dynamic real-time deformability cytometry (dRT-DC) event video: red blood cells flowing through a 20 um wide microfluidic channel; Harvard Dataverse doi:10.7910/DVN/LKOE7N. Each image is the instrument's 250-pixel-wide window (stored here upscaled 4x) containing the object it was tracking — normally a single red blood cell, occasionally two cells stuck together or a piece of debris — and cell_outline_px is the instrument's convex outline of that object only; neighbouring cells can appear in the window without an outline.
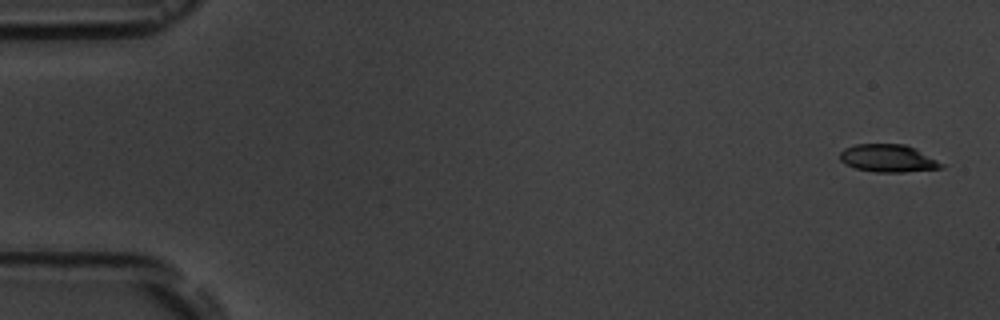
{"species": "common noctule bat (a hibernating species)", "species_latin": "Nyctalus noctula", "temperature_condition": "room temperature", "stored_images_in_passage": 17, "camera_frame_rate_fps": 3000, "um_per_image_px": 0.085, "animal": {"sex": "male", "body_mass_g": 19.5, "forearm_length_mm": 54.6}, "frame": {"image": 1, "passage_image": 1, "time_ms": 0.0, "image_size_px": [1000, 320], "cell_outline_px": [[948, 164], [944, 168], [904, 172], [876, 172], [856, 168], [844, 164], [840, 160], [840, 152], [844, 148], [856, 144], [904, 144], [916, 148]], "centroid_in_image_um": [75.56, 13.45], "position_along_channel_um": 9.4, "area_um2": 16.7}}
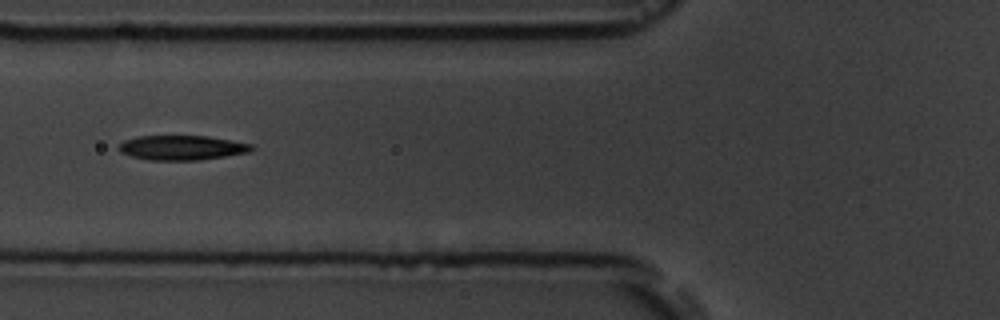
{"frame": {"image": 2, "passage_image": 7, "time_ms": 6.667, "image_size_px": [1000, 320], "cell_outline_px": [[252, 148], [248, 152], [224, 156], [196, 160], [148, 160], [132, 156], [120, 152], [116, 148], [124, 140], [136, 136], [208, 136], [252, 144]], "centroid_in_image_um": [15.39, 12.55], "position_along_channel_um": 110.4, "area_um2": 18.9}}
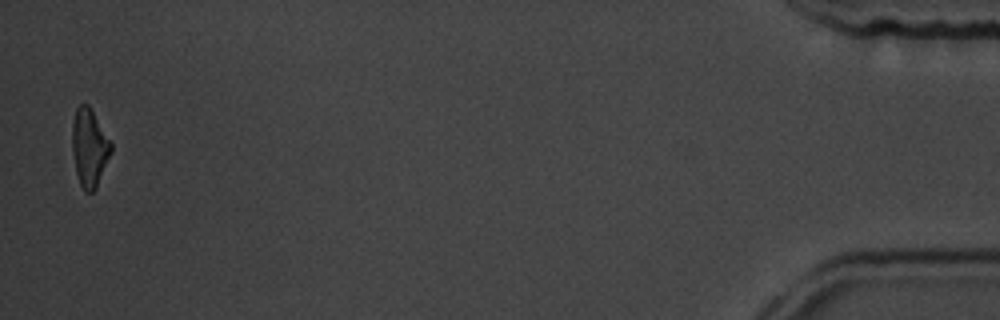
{"frame": {"image": 3, "passage_image": 17, "time_ms": 18.0, "image_size_px": [1000, 320], "cell_outline_px": [[112, 152], [96, 188], [92, 192], [84, 192], [80, 184], [76, 172], [72, 152], [72, 124], [76, 108], [80, 104], [88, 104], [112, 144]], "centroid_in_image_um": [7.59, 12.57], "position_along_channel_um": 427.6, "area_um2": 17.57}, "authors_computed_cell_mechanics": {"area_um2": 18.207, "velocity_mm_per_s": 3.6184, "shape_relaxation_time_tau1_ms": null, "shape_relaxation_time_tau2_ms": 10.9783, "deformation_change_tau1": null, "deformation_change_tau2": 0.2343}}